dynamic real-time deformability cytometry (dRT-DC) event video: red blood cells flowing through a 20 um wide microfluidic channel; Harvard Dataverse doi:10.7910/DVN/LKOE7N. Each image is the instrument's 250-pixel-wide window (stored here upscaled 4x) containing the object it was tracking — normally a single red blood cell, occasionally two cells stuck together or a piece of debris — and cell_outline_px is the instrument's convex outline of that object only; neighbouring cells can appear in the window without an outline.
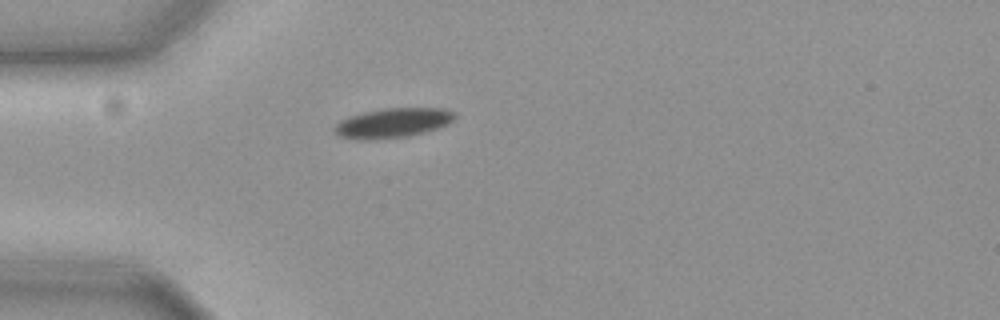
{"species": "common noctule bat (a hibernating species)", "species_latin": "Nyctalus noctula", "temperature_condition": "cold", "stored_images_in_passage": 42, "camera_frame_rate_fps": 3000, "um_per_image_px": 0.085, "animal": {"sex": "female", "body_mass_g": 19.3, "forearm_length_mm": 54.1}, "frame": {"image": 1, "passage_image": 1, "time_ms": 0.0, "image_size_px": [1000, 320], "cell_outline_px": [[456, 116], [448, 124], [424, 132], [404, 136], [340, 136], [332, 128], [340, 120], [348, 116], [364, 112], [384, 108], [444, 108], [456, 112]], "centroid_in_image_um": [33.48, 10.37], "position_along_channel_um": 51.5, "area_um2": 19.59}}
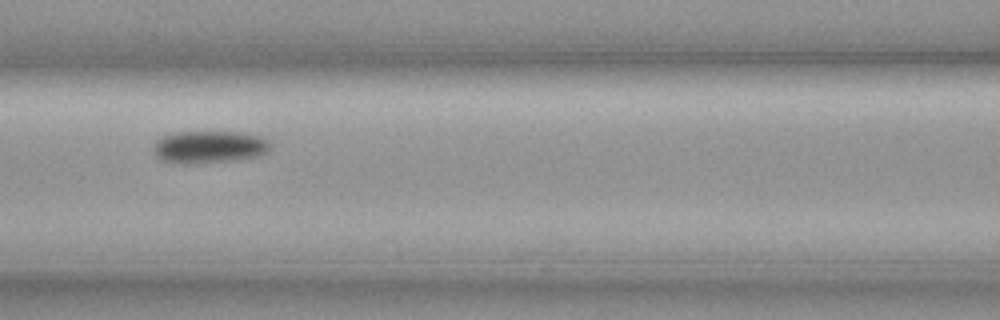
{"frame": {"image": 2, "passage_image": 10, "time_ms": 3.0, "image_size_px": [1000, 320], "cell_outline_px": [[272, 148], [268, 152], [256, 156], [228, 160], [184, 164], [160, 160], [156, 156], [156, 140], [164, 136], [176, 132], [244, 132], [260, 136], [268, 140], [272, 144]], "centroid_in_image_um": [17.84, 12.47], "position_along_channel_um": 148.8, "area_um2": 21.79}}
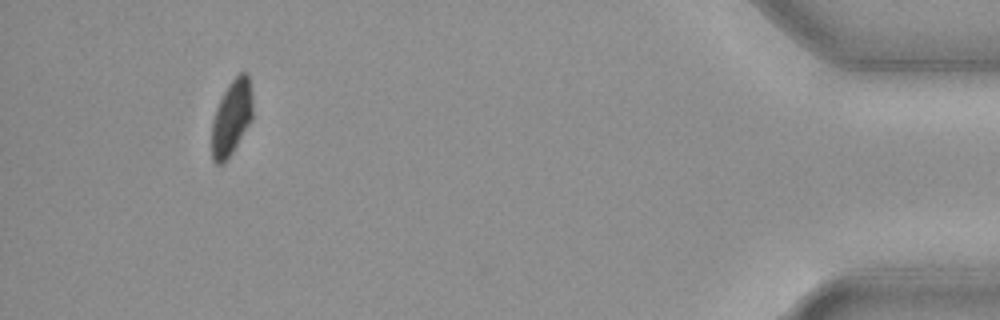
{"frame": {"image": 3, "passage_image": 38, "time_ms": 12.333, "image_size_px": [1000, 320], "cell_outline_px": [[252, 120], [232, 152], [220, 164], [216, 164], [212, 160], [212, 120], [216, 108], [228, 84], [240, 72], [248, 72], [252, 96]], "centroid_in_image_um": [19.69, 9.96], "position_along_channel_um": 415.5, "area_um2": 17.8}, "authors_computed_cell_mechanics": {"area_um2": 20.3456, "velocity_mm_per_s": 3.6249, "shape_relaxation_time_tau1_ms": 10.1561, "shape_relaxation_time_tau2_ms": null, "deformation_change_tau1": 0.1888, "deformation_change_tau2": null}}